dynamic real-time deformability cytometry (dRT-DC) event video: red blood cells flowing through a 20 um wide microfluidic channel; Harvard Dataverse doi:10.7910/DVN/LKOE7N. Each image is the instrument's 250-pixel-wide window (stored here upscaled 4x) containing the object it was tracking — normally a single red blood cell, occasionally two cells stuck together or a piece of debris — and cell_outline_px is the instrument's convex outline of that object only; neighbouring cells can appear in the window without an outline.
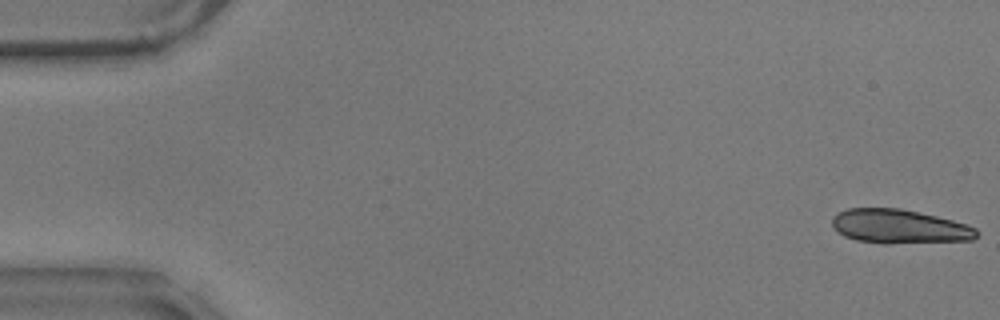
{"species": "common noctule bat (a hibernating species)", "species_latin": "Nyctalus noctula", "temperature_condition": "warm", "stored_images_in_passage": 12, "camera_frame_rate_fps": 3000, "um_per_image_px": 0.085, "animal": {"sex": "male", "body_mass_g": 17.9}, "frame": {"image": 1, "passage_image": 1, "time_ms": 0.0, "image_size_px": [1000, 320], "cell_outline_px": [[980, 232], [972, 240], [888, 244], [884, 244], [856, 240], [844, 236], [836, 232], [832, 224], [832, 216], [836, 212], [848, 208], [900, 208], [936, 216], [968, 224], [976, 228]], "centroid_in_image_um": [76.41, 19.25], "position_along_channel_um": 8.6, "area_um2": 29.02}}